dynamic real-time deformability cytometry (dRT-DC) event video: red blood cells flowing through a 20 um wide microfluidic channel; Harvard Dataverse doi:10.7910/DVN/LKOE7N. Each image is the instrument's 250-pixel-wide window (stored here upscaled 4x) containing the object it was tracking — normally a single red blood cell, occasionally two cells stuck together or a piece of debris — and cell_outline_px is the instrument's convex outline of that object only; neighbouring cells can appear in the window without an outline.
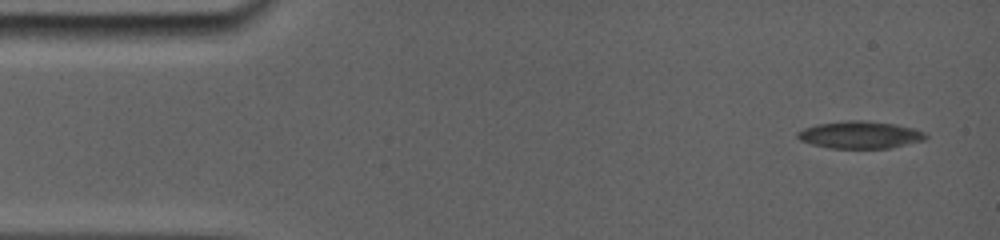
{"species": "common noctule bat (a hibernating species)", "species_latin": "Nyctalus noctula", "temperature_condition": "room temperature", "stored_images_in_passage": 5, "camera_frame_rate_fps": 5000, "um_per_image_px": 0.085, "animal": {"sex": "female", "body_mass_g": 19.0, "forearm_length_mm": 56.7}, "frame": {"image": 1, "passage_image": 1, "time_ms": 0.0, "image_size_px": [1000, 240], "cell_outline_px": [[924, 136], [916, 140], [880, 148], [840, 148], [820, 144], [804, 140], [796, 136], [804, 128], [820, 124], [888, 124], [912, 128], [920, 132]], "centroid_in_image_um": [73.03, 11.5], "position_along_channel_um": 12.0, "area_um2": 17.34}}